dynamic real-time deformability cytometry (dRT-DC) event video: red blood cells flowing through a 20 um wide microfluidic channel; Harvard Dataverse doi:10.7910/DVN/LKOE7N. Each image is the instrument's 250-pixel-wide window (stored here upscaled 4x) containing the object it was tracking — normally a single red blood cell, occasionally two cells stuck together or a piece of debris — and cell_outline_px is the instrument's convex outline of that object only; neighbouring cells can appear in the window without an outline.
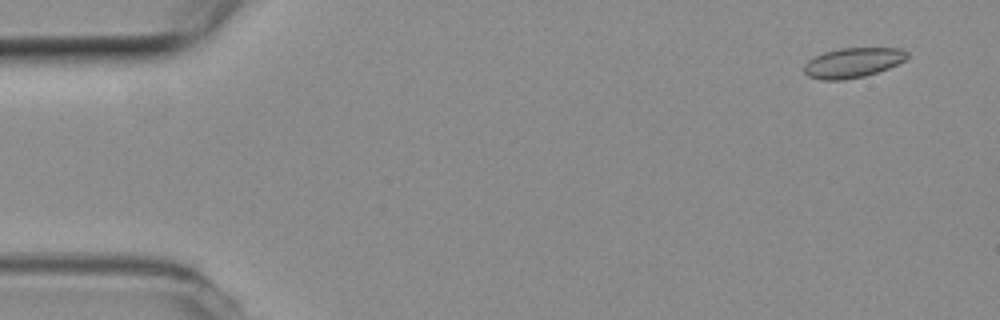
{"species": "common noctule bat (a hibernating species)", "species_latin": "Nyctalus noctula", "temperature_condition": "room temperature", "stored_images_in_passage": 13, "camera_frame_rate_fps": 3000, "um_per_image_px": 0.085, "animal": {"sex": "female", "body_mass_g": 19.3, "forearm_length_mm": 54.1}, "frame": {"image": 1, "passage_image": 1, "time_ms": 0.0, "image_size_px": [1000, 320], "cell_outline_px": [[908, 56], [904, 60], [888, 68], [864, 76], [844, 80], [820, 80], [808, 76], [804, 72], [804, 64], [808, 60], [824, 52], [840, 48], [900, 48], [908, 52]], "centroid_in_image_um": [72.46, 5.33], "position_along_channel_um": 12.5, "area_um2": 17.86}}
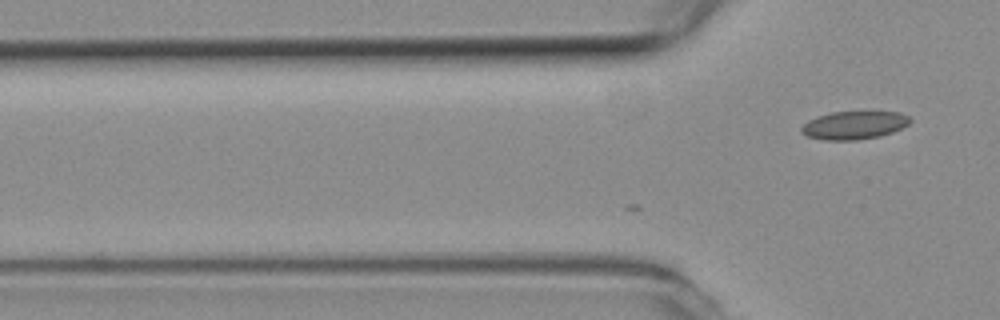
{"frame": {"image": 2, "passage_image": 13, "time_ms": 4.0, "image_size_px": [1000, 320], "cell_outline_px": [[912, 120], [908, 124], [892, 132], [880, 136], [860, 140], [824, 140], [808, 136], [800, 132], [800, 128], [808, 120], [816, 116], [832, 112], [900, 112], [908, 116]], "centroid_in_image_um": [72.58, 10.64], "position_along_channel_um": 53.2, "area_um2": 17.8}}